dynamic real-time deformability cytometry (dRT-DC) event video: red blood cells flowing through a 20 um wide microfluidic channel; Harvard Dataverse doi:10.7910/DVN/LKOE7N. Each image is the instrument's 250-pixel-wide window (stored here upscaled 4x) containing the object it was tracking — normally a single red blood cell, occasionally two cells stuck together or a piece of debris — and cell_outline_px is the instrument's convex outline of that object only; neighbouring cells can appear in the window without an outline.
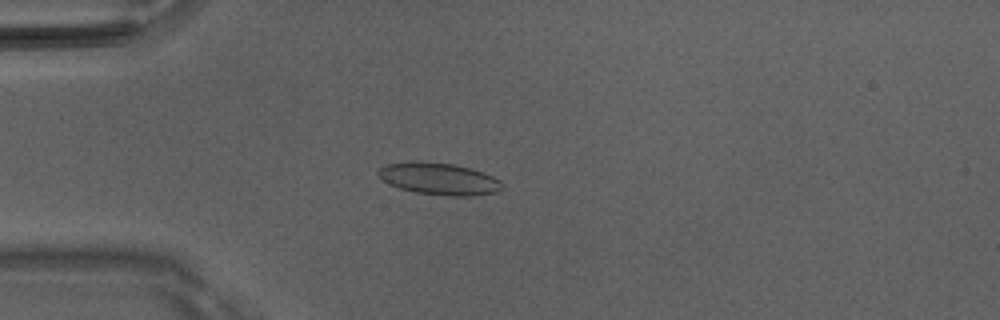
{"species": "Egyptian fruit bat (a non-hibernating species)", "species_latin": "Rousettus aegyptiacus", "temperature_condition": "room temperature", "stored_images_in_passage": 50, "camera_frame_rate_fps": 3000, "um_per_image_px": 0.085, "animal": {"sex": "male"}, "frame": {"image": 1, "passage_image": 14, "time_ms": 4.333, "image_size_px": [1000, 320], "cell_outline_px": [[504, 188], [496, 192], [472, 196], [448, 196], [416, 192], [400, 188], [388, 184], [376, 172], [380, 168], [388, 164], [412, 160], [420, 160], [456, 164], [472, 168], [484, 172], [500, 180], [504, 184]], "centroid_in_image_um": [37.35, 15.18], "position_along_channel_um": 47.6, "area_um2": 23.47}}
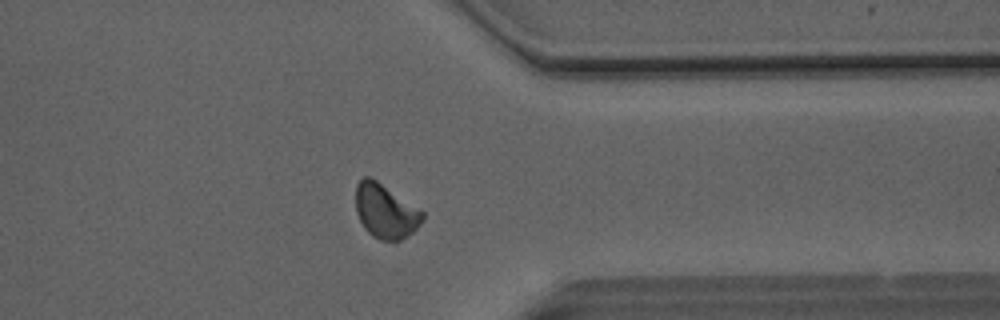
{"frame": {"image": 2, "passage_image": 40, "time_ms": 13.0, "image_size_px": [1000, 320], "cell_outline_px": [[424, 220], [408, 236], [400, 240], [380, 240], [372, 236], [364, 228], [356, 212], [356, 184], [364, 176], [372, 176], [420, 208], [424, 212]], "centroid_in_image_um": [32.77, 17.92], "position_along_channel_um": 378.6, "area_um2": 21.44}}
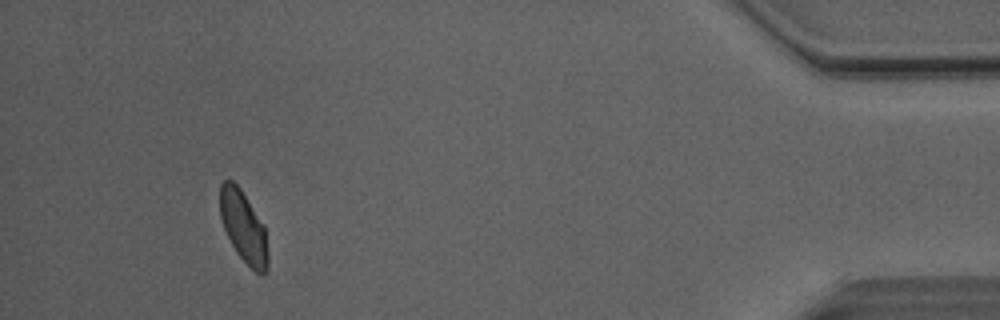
{"frame": {"image": 3, "passage_image": 47, "time_ms": 15.333, "image_size_px": [1000, 320], "cell_outline_px": [[268, 268], [264, 276], [260, 276], [236, 252], [224, 228], [220, 216], [220, 184], [224, 180], [232, 180], [240, 188], [264, 224], [268, 252]], "centroid_in_image_um": [20.72, 19.29], "position_along_channel_um": 414.5, "area_um2": 19.94}, "authors_computed_cell_mechanics": {"area_um2": 21.2993, "velocity_mm_per_s": 4.0917, "shape_relaxation_time_tau1_ms": 6.5994, "shape_relaxation_time_tau2_ms": 1.8507, "deformation_change_tau1": 0.1186, "deformation_change_tau2": 0.0664}}